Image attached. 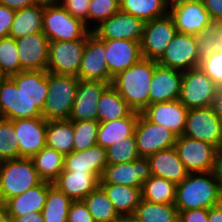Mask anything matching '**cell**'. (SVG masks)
Returning <instances> with one entry per match:
<instances>
[{
    "mask_svg": "<svg viewBox=\"0 0 222 222\" xmlns=\"http://www.w3.org/2000/svg\"><path fill=\"white\" fill-rule=\"evenodd\" d=\"M222 203V191L215 173L195 172L176 185L174 205L178 211L209 209Z\"/></svg>",
    "mask_w": 222,
    "mask_h": 222,
    "instance_id": "obj_1",
    "label": "cell"
},
{
    "mask_svg": "<svg viewBox=\"0 0 222 222\" xmlns=\"http://www.w3.org/2000/svg\"><path fill=\"white\" fill-rule=\"evenodd\" d=\"M157 61L142 58L113 77L111 85L128 106L141 113L149 105L150 84Z\"/></svg>",
    "mask_w": 222,
    "mask_h": 222,
    "instance_id": "obj_2",
    "label": "cell"
},
{
    "mask_svg": "<svg viewBox=\"0 0 222 222\" xmlns=\"http://www.w3.org/2000/svg\"><path fill=\"white\" fill-rule=\"evenodd\" d=\"M42 182L31 158H15L0 162V195L5 203Z\"/></svg>",
    "mask_w": 222,
    "mask_h": 222,
    "instance_id": "obj_3",
    "label": "cell"
},
{
    "mask_svg": "<svg viewBox=\"0 0 222 222\" xmlns=\"http://www.w3.org/2000/svg\"><path fill=\"white\" fill-rule=\"evenodd\" d=\"M79 78L48 72V94L42 117L48 120L68 119L75 100Z\"/></svg>",
    "mask_w": 222,
    "mask_h": 222,
    "instance_id": "obj_4",
    "label": "cell"
},
{
    "mask_svg": "<svg viewBox=\"0 0 222 222\" xmlns=\"http://www.w3.org/2000/svg\"><path fill=\"white\" fill-rule=\"evenodd\" d=\"M42 24L43 33L50 42L87 39L90 33L85 24L61 4L44 8Z\"/></svg>",
    "mask_w": 222,
    "mask_h": 222,
    "instance_id": "obj_5",
    "label": "cell"
},
{
    "mask_svg": "<svg viewBox=\"0 0 222 222\" xmlns=\"http://www.w3.org/2000/svg\"><path fill=\"white\" fill-rule=\"evenodd\" d=\"M218 86L200 67L183 72L179 101L187 108H206L213 104Z\"/></svg>",
    "mask_w": 222,
    "mask_h": 222,
    "instance_id": "obj_6",
    "label": "cell"
},
{
    "mask_svg": "<svg viewBox=\"0 0 222 222\" xmlns=\"http://www.w3.org/2000/svg\"><path fill=\"white\" fill-rule=\"evenodd\" d=\"M183 135L222 148V123L212 106L189 109Z\"/></svg>",
    "mask_w": 222,
    "mask_h": 222,
    "instance_id": "obj_7",
    "label": "cell"
},
{
    "mask_svg": "<svg viewBox=\"0 0 222 222\" xmlns=\"http://www.w3.org/2000/svg\"><path fill=\"white\" fill-rule=\"evenodd\" d=\"M177 136L163 125L149 121L142 113L139 114L135 140L140 157L148 158L155 153L173 148Z\"/></svg>",
    "mask_w": 222,
    "mask_h": 222,
    "instance_id": "obj_8",
    "label": "cell"
},
{
    "mask_svg": "<svg viewBox=\"0 0 222 222\" xmlns=\"http://www.w3.org/2000/svg\"><path fill=\"white\" fill-rule=\"evenodd\" d=\"M176 33L170 14L145 22L140 41L142 57L158 61Z\"/></svg>",
    "mask_w": 222,
    "mask_h": 222,
    "instance_id": "obj_9",
    "label": "cell"
},
{
    "mask_svg": "<svg viewBox=\"0 0 222 222\" xmlns=\"http://www.w3.org/2000/svg\"><path fill=\"white\" fill-rule=\"evenodd\" d=\"M174 147L190 173L214 171L218 149L211 144L182 135Z\"/></svg>",
    "mask_w": 222,
    "mask_h": 222,
    "instance_id": "obj_10",
    "label": "cell"
},
{
    "mask_svg": "<svg viewBox=\"0 0 222 222\" xmlns=\"http://www.w3.org/2000/svg\"><path fill=\"white\" fill-rule=\"evenodd\" d=\"M87 39L49 43L48 72L78 77Z\"/></svg>",
    "mask_w": 222,
    "mask_h": 222,
    "instance_id": "obj_11",
    "label": "cell"
},
{
    "mask_svg": "<svg viewBox=\"0 0 222 222\" xmlns=\"http://www.w3.org/2000/svg\"><path fill=\"white\" fill-rule=\"evenodd\" d=\"M195 35L176 33L157 61L161 66L185 72L200 66Z\"/></svg>",
    "mask_w": 222,
    "mask_h": 222,
    "instance_id": "obj_12",
    "label": "cell"
},
{
    "mask_svg": "<svg viewBox=\"0 0 222 222\" xmlns=\"http://www.w3.org/2000/svg\"><path fill=\"white\" fill-rule=\"evenodd\" d=\"M78 78L81 80L103 81L109 84L113 80L106 62L105 44L92 32L88 34L86 40Z\"/></svg>",
    "mask_w": 222,
    "mask_h": 222,
    "instance_id": "obj_13",
    "label": "cell"
},
{
    "mask_svg": "<svg viewBox=\"0 0 222 222\" xmlns=\"http://www.w3.org/2000/svg\"><path fill=\"white\" fill-rule=\"evenodd\" d=\"M37 117H42V112L25 98L10 77H6L0 84V118L14 120Z\"/></svg>",
    "mask_w": 222,
    "mask_h": 222,
    "instance_id": "obj_14",
    "label": "cell"
},
{
    "mask_svg": "<svg viewBox=\"0 0 222 222\" xmlns=\"http://www.w3.org/2000/svg\"><path fill=\"white\" fill-rule=\"evenodd\" d=\"M152 176L148 158L138 159L121 164H108L101 176L99 184H116L138 187Z\"/></svg>",
    "mask_w": 222,
    "mask_h": 222,
    "instance_id": "obj_15",
    "label": "cell"
},
{
    "mask_svg": "<svg viewBox=\"0 0 222 222\" xmlns=\"http://www.w3.org/2000/svg\"><path fill=\"white\" fill-rule=\"evenodd\" d=\"M19 158H32L46 146L47 121L43 117L13 120Z\"/></svg>",
    "mask_w": 222,
    "mask_h": 222,
    "instance_id": "obj_16",
    "label": "cell"
},
{
    "mask_svg": "<svg viewBox=\"0 0 222 222\" xmlns=\"http://www.w3.org/2000/svg\"><path fill=\"white\" fill-rule=\"evenodd\" d=\"M145 22L131 14L118 11L98 25L92 33L99 39L141 41Z\"/></svg>",
    "mask_w": 222,
    "mask_h": 222,
    "instance_id": "obj_17",
    "label": "cell"
},
{
    "mask_svg": "<svg viewBox=\"0 0 222 222\" xmlns=\"http://www.w3.org/2000/svg\"><path fill=\"white\" fill-rule=\"evenodd\" d=\"M21 71H46L50 41L43 32L15 39Z\"/></svg>",
    "mask_w": 222,
    "mask_h": 222,
    "instance_id": "obj_18",
    "label": "cell"
},
{
    "mask_svg": "<svg viewBox=\"0 0 222 222\" xmlns=\"http://www.w3.org/2000/svg\"><path fill=\"white\" fill-rule=\"evenodd\" d=\"M110 84L103 81L81 80L69 116L71 121L97 120V105L103 91Z\"/></svg>",
    "mask_w": 222,
    "mask_h": 222,
    "instance_id": "obj_19",
    "label": "cell"
},
{
    "mask_svg": "<svg viewBox=\"0 0 222 222\" xmlns=\"http://www.w3.org/2000/svg\"><path fill=\"white\" fill-rule=\"evenodd\" d=\"M188 111L179 100H172L148 105L141 113L149 121L165 126L179 137L183 135Z\"/></svg>",
    "mask_w": 222,
    "mask_h": 222,
    "instance_id": "obj_20",
    "label": "cell"
},
{
    "mask_svg": "<svg viewBox=\"0 0 222 222\" xmlns=\"http://www.w3.org/2000/svg\"><path fill=\"white\" fill-rule=\"evenodd\" d=\"M101 40L105 44L106 62L112 77L138 63L143 58L140 41L126 39Z\"/></svg>",
    "mask_w": 222,
    "mask_h": 222,
    "instance_id": "obj_21",
    "label": "cell"
},
{
    "mask_svg": "<svg viewBox=\"0 0 222 222\" xmlns=\"http://www.w3.org/2000/svg\"><path fill=\"white\" fill-rule=\"evenodd\" d=\"M178 33L198 35L203 29L210 27L212 21L203 1L186 3L169 10Z\"/></svg>",
    "mask_w": 222,
    "mask_h": 222,
    "instance_id": "obj_22",
    "label": "cell"
},
{
    "mask_svg": "<svg viewBox=\"0 0 222 222\" xmlns=\"http://www.w3.org/2000/svg\"><path fill=\"white\" fill-rule=\"evenodd\" d=\"M183 72L156 64L150 84L149 105L178 100L182 87Z\"/></svg>",
    "mask_w": 222,
    "mask_h": 222,
    "instance_id": "obj_23",
    "label": "cell"
},
{
    "mask_svg": "<svg viewBox=\"0 0 222 222\" xmlns=\"http://www.w3.org/2000/svg\"><path fill=\"white\" fill-rule=\"evenodd\" d=\"M107 165L106 149L95 145L82 151L73 150L65 155L63 171L91 172L101 179Z\"/></svg>",
    "mask_w": 222,
    "mask_h": 222,
    "instance_id": "obj_24",
    "label": "cell"
},
{
    "mask_svg": "<svg viewBox=\"0 0 222 222\" xmlns=\"http://www.w3.org/2000/svg\"><path fill=\"white\" fill-rule=\"evenodd\" d=\"M100 179L91 172L62 171L53 185L72 201L83 200L99 186Z\"/></svg>",
    "mask_w": 222,
    "mask_h": 222,
    "instance_id": "obj_25",
    "label": "cell"
},
{
    "mask_svg": "<svg viewBox=\"0 0 222 222\" xmlns=\"http://www.w3.org/2000/svg\"><path fill=\"white\" fill-rule=\"evenodd\" d=\"M53 183L42 181L39 185L28 189L19 196L8 199L4 203L7 216H24L31 212H42L49 187Z\"/></svg>",
    "mask_w": 222,
    "mask_h": 222,
    "instance_id": "obj_26",
    "label": "cell"
},
{
    "mask_svg": "<svg viewBox=\"0 0 222 222\" xmlns=\"http://www.w3.org/2000/svg\"><path fill=\"white\" fill-rule=\"evenodd\" d=\"M10 78L25 98L42 112L48 94V71H21Z\"/></svg>",
    "mask_w": 222,
    "mask_h": 222,
    "instance_id": "obj_27",
    "label": "cell"
},
{
    "mask_svg": "<svg viewBox=\"0 0 222 222\" xmlns=\"http://www.w3.org/2000/svg\"><path fill=\"white\" fill-rule=\"evenodd\" d=\"M151 174L165 178L176 185L190 173L180 160L175 147L159 151L148 157Z\"/></svg>",
    "mask_w": 222,
    "mask_h": 222,
    "instance_id": "obj_28",
    "label": "cell"
},
{
    "mask_svg": "<svg viewBox=\"0 0 222 222\" xmlns=\"http://www.w3.org/2000/svg\"><path fill=\"white\" fill-rule=\"evenodd\" d=\"M139 114V112L132 111L124 118L100 123L97 134V145L107 149L113 143H117L133 135Z\"/></svg>",
    "mask_w": 222,
    "mask_h": 222,
    "instance_id": "obj_29",
    "label": "cell"
},
{
    "mask_svg": "<svg viewBox=\"0 0 222 222\" xmlns=\"http://www.w3.org/2000/svg\"><path fill=\"white\" fill-rule=\"evenodd\" d=\"M120 217L132 216L139 205L142 194L141 188L127 185L99 184Z\"/></svg>",
    "mask_w": 222,
    "mask_h": 222,
    "instance_id": "obj_30",
    "label": "cell"
},
{
    "mask_svg": "<svg viewBox=\"0 0 222 222\" xmlns=\"http://www.w3.org/2000/svg\"><path fill=\"white\" fill-rule=\"evenodd\" d=\"M44 7L31 6L16 10L9 37L18 39L33 33L43 32Z\"/></svg>",
    "mask_w": 222,
    "mask_h": 222,
    "instance_id": "obj_31",
    "label": "cell"
},
{
    "mask_svg": "<svg viewBox=\"0 0 222 222\" xmlns=\"http://www.w3.org/2000/svg\"><path fill=\"white\" fill-rule=\"evenodd\" d=\"M73 121L69 119L48 120L46 128V146L64 156L73 151Z\"/></svg>",
    "mask_w": 222,
    "mask_h": 222,
    "instance_id": "obj_32",
    "label": "cell"
},
{
    "mask_svg": "<svg viewBox=\"0 0 222 222\" xmlns=\"http://www.w3.org/2000/svg\"><path fill=\"white\" fill-rule=\"evenodd\" d=\"M97 109L100 123L124 118L133 111L111 84L103 91Z\"/></svg>",
    "mask_w": 222,
    "mask_h": 222,
    "instance_id": "obj_33",
    "label": "cell"
},
{
    "mask_svg": "<svg viewBox=\"0 0 222 222\" xmlns=\"http://www.w3.org/2000/svg\"><path fill=\"white\" fill-rule=\"evenodd\" d=\"M64 155L45 146L31 159L42 181L53 183L64 169Z\"/></svg>",
    "mask_w": 222,
    "mask_h": 222,
    "instance_id": "obj_34",
    "label": "cell"
},
{
    "mask_svg": "<svg viewBox=\"0 0 222 222\" xmlns=\"http://www.w3.org/2000/svg\"><path fill=\"white\" fill-rule=\"evenodd\" d=\"M120 11L138 17L144 22L169 14L164 0H120Z\"/></svg>",
    "mask_w": 222,
    "mask_h": 222,
    "instance_id": "obj_35",
    "label": "cell"
},
{
    "mask_svg": "<svg viewBox=\"0 0 222 222\" xmlns=\"http://www.w3.org/2000/svg\"><path fill=\"white\" fill-rule=\"evenodd\" d=\"M142 199L159 204H174L176 184L165 178L151 176L143 182Z\"/></svg>",
    "mask_w": 222,
    "mask_h": 222,
    "instance_id": "obj_36",
    "label": "cell"
},
{
    "mask_svg": "<svg viewBox=\"0 0 222 222\" xmlns=\"http://www.w3.org/2000/svg\"><path fill=\"white\" fill-rule=\"evenodd\" d=\"M132 216L141 222H178L179 212L174 204H159L141 199Z\"/></svg>",
    "mask_w": 222,
    "mask_h": 222,
    "instance_id": "obj_37",
    "label": "cell"
},
{
    "mask_svg": "<svg viewBox=\"0 0 222 222\" xmlns=\"http://www.w3.org/2000/svg\"><path fill=\"white\" fill-rule=\"evenodd\" d=\"M95 222H119L121 217L116 212L112 201L98 186L83 199Z\"/></svg>",
    "mask_w": 222,
    "mask_h": 222,
    "instance_id": "obj_38",
    "label": "cell"
},
{
    "mask_svg": "<svg viewBox=\"0 0 222 222\" xmlns=\"http://www.w3.org/2000/svg\"><path fill=\"white\" fill-rule=\"evenodd\" d=\"M71 203L72 200L52 184L42 209L44 222H67Z\"/></svg>",
    "mask_w": 222,
    "mask_h": 222,
    "instance_id": "obj_39",
    "label": "cell"
},
{
    "mask_svg": "<svg viewBox=\"0 0 222 222\" xmlns=\"http://www.w3.org/2000/svg\"><path fill=\"white\" fill-rule=\"evenodd\" d=\"M98 120L73 121V150L82 151L97 145Z\"/></svg>",
    "mask_w": 222,
    "mask_h": 222,
    "instance_id": "obj_40",
    "label": "cell"
},
{
    "mask_svg": "<svg viewBox=\"0 0 222 222\" xmlns=\"http://www.w3.org/2000/svg\"><path fill=\"white\" fill-rule=\"evenodd\" d=\"M0 71L6 77L21 72L16 40L12 37L0 39Z\"/></svg>",
    "mask_w": 222,
    "mask_h": 222,
    "instance_id": "obj_41",
    "label": "cell"
},
{
    "mask_svg": "<svg viewBox=\"0 0 222 222\" xmlns=\"http://www.w3.org/2000/svg\"><path fill=\"white\" fill-rule=\"evenodd\" d=\"M106 154L108 164H121L138 159L140 156L137 150L135 133L122 141L113 143L106 149Z\"/></svg>",
    "mask_w": 222,
    "mask_h": 222,
    "instance_id": "obj_42",
    "label": "cell"
},
{
    "mask_svg": "<svg viewBox=\"0 0 222 222\" xmlns=\"http://www.w3.org/2000/svg\"><path fill=\"white\" fill-rule=\"evenodd\" d=\"M17 135L13 120L0 118V162L19 158Z\"/></svg>",
    "mask_w": 222,
    "mask_h": 222,
    "instance_id": "obj_43",
    "label": "cell"
},
{
    "mask_svg": "<svg viewBox=\"0 0 222 222\" xmlns=\"http://www.w3.org/2000/svg\"><path fill=\"white\" fill-rule=\"evenodd\" d=\"M119 10L120 0H91L87 17V29L92 32L98 25ZM91 21H94L97 25L90 28L89 24Z\"/></svg>",
    "mask_w": 222,
    "mask_h": 222,
    "instance_id": "obj_44",
    "label": "cell"
},
{
    "mask_svg": "<svg viewBox=\"0 0 222 222\" xmlns=\"http://www.w3.org/2000/svg\"><path fill=\"white\" fill-rule=\"evenodd\" d=\"M197 50L200 61L215 53L217 48V23L212 24L210 27L203 29L198 35Z\"/></svg>",
    "mask_w": 222,
    "mask_h": 222,
    "instance_id": "obj_45",
    "label": "cell"
},
{
    "mask_svg": "<svg viewBox=\"0 0 222 222\" xmlns=\"http://www.w3.org/2000/svg\"><path fill=\"white\" fill-rule=\"evenodd\" d=\"M218 86H222V51L217 50L211 56L201 60L199 66Z\"/></svg>",
    "mask_w": 222,
    "mask_h": 222,
    "instance_id": "obj_46",
    "label": "cell"
},
{
    "mask_svg": "<svg viewBox=\"0 0 222 222\" xmlns=\"http://www.w3.org/2000/svg\"><path fill=\"white\" fill-rule=\"evenodd\" d=\"M91 0H61L60 4L87 27V17Z\"/></svg>",
    "mask_w": 222,
    "mask_h": 222,
    "instance_id": "obj_47",
    "label": "cell"
},
{
    "mask_svg": "<svg viewBox=\"0 0 222 222\" xmlns=\"http://www.w3.org/2000/svg\"><path fill=\"white\" fill-rule=\"evenodd\" d=\"M67 222H95L83 200L72 201Z\"/></svg>",
    "mask_w": 222,
    "mask_h": 222,
    "instance_id": "obj_48",
    "label": "cell"
},
{
    "mask_svg": "<svg viewBox=\"0 0 222 222\" xmlns=\"http://www.w3.org/2000/svg\"><path fill=\"white\" fill-rule=\"evenodd\" d=\"M16 11L0 4V39L9 37Z\"/></svg>",
    "mask_w": 222,
    "mask_h": 222,
    "instance_id": "obj_49",
    "label": "cell"
},
{
    "mask_svg": "<svg viewBox=\"0 0 222 222\" xmlns=\"http://www.w3.org/2000/svg\"><path fill=\"white\" fill-rule=\"evenodd\" d=\"M178 222H208V209L178 211Z\"/></svg>",
    "mask_w": 222,
    "mask_h": 222,
    "instance_id": "obj_50",
    "label": "cell"
},
{
    "mask_svg": "<svg viewBox=\"0 0 222 222\" xmlns=\"http://www.w3.org/2000/svg\"><path fill=\"white\" fill-rule=\"evenodd\" d=\"M203 4L214 23L222 22V0H203Z\"/></svg>",
    "mask_w": 222,
    "mask_h": 222,
    "instance_id": "obj_51",
    "label": "cell"
},
{
    "mask_svg": "<svg viewBox=\"0 0 222 222\" xmlns=\"http://www.w3.org/2000/svg\"><path fill=\"white\" fill-rule=\"evenodd\" d=\"M11 222H44L42 212H31L24 216H8Z\"/></svg>",
    "mask_w": 222,
    "mask_h": 222,
    "instance_id": "obj_52",
    "label": "cell"
},
{
    "mask_svg": "<svg viewBox=\"0 0 222 222\" xmlns=\"http://www.w3.org/2000/svg\"><path fill=\"white\" fill-rule=\"evenodd\" d=\"M0 4L15 11L35 5L34 0H0Z\"/></svg>",
    "mask_w": 222,
    "mask_h": 222,
    "instance_id": "obj_53",
    "label": "cell"
},
{
    "mask_svg": "<svg viewBox=\"0 0 222 222\" xmlns=\"http://www.w3.org/2000/svg\"><path fill=\"white\" fill-rule=\"evenodd\" d=\"M212 107L222 123V86L217 89Z\"/></svg>",
    "mask_w": 222,
    "mask_h": 222,
    "instance_id": "obj_54",
    "label": "cell"
},
{
    "mask_svg": "<svg viewBox=\"0 0 222 222\" xmlns=\"http://www.w3.org/2000/svg\"><path fill=\"white\" fill-rule=\"evenodd\" d=\"M213 172L215 173L216 179L222 191V148L217 152L215 167Z\"/></svg>",
    "mask_w": 222,
    "mask_h": 222,
    "instance_id": "obj_55",
    "label": "cell"
},
{
    "mask_svg": "<svg viewBox=\"0 0 222 222\" xmlns=\"http://www.w3.org/2000/svg\"><path fill=\"white\" fill-rule=\"evenodd\" d=\"M208 222H222V203L208 209Z\"/></svg>",
    "mask_w": 222,
    "mask_h": 222,
    "instance_id": "obj_56",
    "label": "cell"
},
{
    "mask_svg": "<svg viewBox=\"0 0 222 222\" xmlns=\"http://www.w3.org/2000/svg\"><path fill=\"white\" fill-rule=\"evenodd\" d=\"M201 1L203 0H164L169 10L182 4L195 3V2H201Z\"/></svg>",
    "mask_w": 222,
    "mask_h": 222,
    "instance_id": "obj_57",
    "label": "cell"
},
{
    "mask_svg": "<svg viewBox=\"0 0 222 222\" xmlns=\"http://www.w3.org/2000/svg\"><path fill=\"white\" fill-rule=\"evenodd\" d=\"M61 0H34V4L41 7H50L60 4Z\"/></svg>",
    "mask_w": 222,
    "mask_h": 222,
    "instance_id": "obj_58",
    "label": "cell"
},
{
    "mask_svg": "<svg viewBox=\"0 0 222 222\" xmlns=\"http://www.w3.org/2000/svg\"><path fill=\"white\" fill-rule=\"evenodd\" d=\"M217 48L222 51V22L217 23Z\"/></svg>",
    "mask_w": 222,
    "mask_h": 222,
    "instance_id": "obj_59",
    "label": "cell"
},
{
    "mask_svg": "<svg viewBox=\"0 0 222 222\" xmlns=\"http://www.w3.org/2000/svg\"><path fill=\"white\" fill-rule=\"evenodd\" d=\"M119 222H141V221L137 220L134 216H125L121 217Z\"/></svg>",
    "mask_w": 222,
    "mask_h": 222,
    "instance_id": "obj_60",
    "label": "cell"
},
{
    "mask_svg": "<svg viewBox=\"0 0 222 222\" xmlns=\"http://www.w3.org/2000/svg\"><path fill=\"white\" fill-rule=\"evenodd\" d=\"M0 222H11L4 210L0 212Z\"/></svg>",
    "mask_w": 222,
    "mask_h": 222,
    "instance_id": "obj_61",
    "label": "cell"
},
{
    "mask_svg": "<svg viewBox=\"0 0 222 222\" xmlns=\"http://www.w3.org/2000/svg\"><path fill=\"white\" fill-rule=\"evenodd\" d=\"M4 210V202L1 198V195H0V212Z\"/></svg>",
    "mask_w": 222,
    "mask_h": 222,
    "instance_id": "obj_62",
    "label": "cell"
},
{
    "mask_svg": "<svg viewBox=\"0 0 222 222\" xmlns=\"http://www.w3.org/2000/svg\"><path fill=\"white\" fill-rule=\"evenodd\" d=\"M6 78V76L0 71V84Z\"/></svg>",
    "mask_w": 222,
    "mask_h": 222,
    "instance_id": "obj_63",
    "label": "cell"
}]
</instances>
